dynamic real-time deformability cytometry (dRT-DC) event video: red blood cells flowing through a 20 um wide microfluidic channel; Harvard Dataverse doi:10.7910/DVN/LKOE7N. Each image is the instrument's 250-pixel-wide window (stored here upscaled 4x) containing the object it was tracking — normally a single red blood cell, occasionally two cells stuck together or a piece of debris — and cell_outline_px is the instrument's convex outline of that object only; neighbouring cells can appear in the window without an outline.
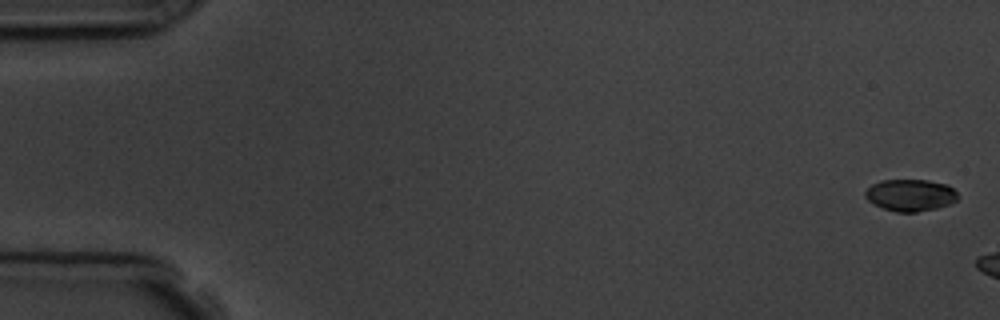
{"species": "common noctule bat (a hibernating species)", "species_latin": "Nyctalus noctula", "temperature_condition": "room temperature", "stored_images_in_passage": 3, "camera_frame_rate_fps": 3000, "um_per_image_px": 0.085, "animal": {"sex": "male", "body_mass_g": 19.5, "forearm_length_mm": 54.6}, "frame": {"image": 1, "passage_image": 1, "time_ms": 0.0, "image_size_px": [1000, 320], "cell_outline_px": [[960, 196], [956, 200], [948, 204], [936, 208], [916, 212], [896, 212], [872, 204], [864, 196], [864, 192], [872, 184], [880, 180], [928, 180], [948, 184]], "centroid_in_image_um": [77.37, 16.58], "position_along_channel_um": 7.6, "area_um2": 17.28}}